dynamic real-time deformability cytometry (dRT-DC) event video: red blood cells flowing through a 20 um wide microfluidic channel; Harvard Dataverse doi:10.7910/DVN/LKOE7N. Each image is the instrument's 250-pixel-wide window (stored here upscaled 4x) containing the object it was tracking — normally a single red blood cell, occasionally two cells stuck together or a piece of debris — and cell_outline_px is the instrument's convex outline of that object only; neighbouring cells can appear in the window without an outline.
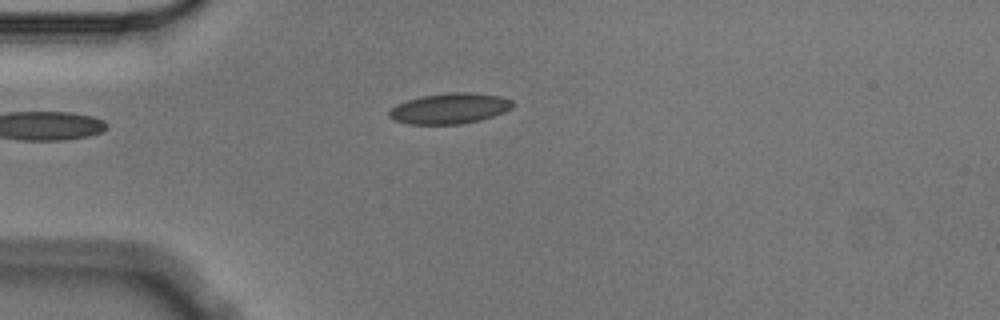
{"species": "Egyptian fruit bat (a non-hibernating species)", "species_latin": "Rousettus aegyptiacus", "temperature_condition": "cold", "stored_images_in_passage": 4, "camera_frame_rate_fps": 3000, "um_per_image_px": 0.085, "animal": {"sex": "male"}, "frame": {"image": 1, "passage_image": 4, "time_ms": 1.0, "image_size_px": [1000, 320], "cell_outline_px": [[512, 108], [504, 112], [480, 120], [460, 124], [408, 124], [392, 120], [388, 116], [388, 112], [396, 104], [420, 96], [448, 92], [468, 92], [500, 96], [512, 100]], "centroid_in_image_um": [38.19, 9.22], "position_along_channel_um": 46.8, "area_um2": 22.08}}